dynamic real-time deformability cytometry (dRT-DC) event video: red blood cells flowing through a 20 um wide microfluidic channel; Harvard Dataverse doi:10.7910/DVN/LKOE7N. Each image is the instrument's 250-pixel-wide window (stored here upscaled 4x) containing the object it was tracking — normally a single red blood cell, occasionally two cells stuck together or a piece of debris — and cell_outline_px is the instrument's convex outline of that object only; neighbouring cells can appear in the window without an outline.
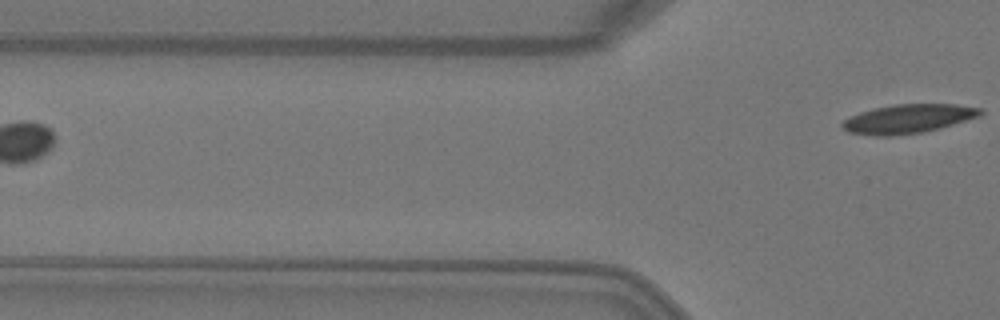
{"species": "Egyptian fruit bat (a non-hibernating species)", "species_latin": "Rousettus aegyptiacus", "temperature_condition": "warm", "stored_images_in_passage": 3, "camera_frame_rate_fps": 3000, "um_per_image_px": 0.085, "animal": {"sex": "female"}, "frame": {"image": 1, "passage_image": 3, "time_ms": 0.667, "image_size_px": [1000, 320], "cell_outline_px": [[984, 112], [980, 116], [940, 128], [924, 132], [892, 136], [876, 136], [848, 132], [840, 128], [840, 124], [844, 120], [860, 112], [872, 108], [892, 104], [956, 104], [980, 108]], "centroid_in_image_um": [77.17, 10.1], "position_along_channel_um": 48.6, "area_um2": 23.47}}